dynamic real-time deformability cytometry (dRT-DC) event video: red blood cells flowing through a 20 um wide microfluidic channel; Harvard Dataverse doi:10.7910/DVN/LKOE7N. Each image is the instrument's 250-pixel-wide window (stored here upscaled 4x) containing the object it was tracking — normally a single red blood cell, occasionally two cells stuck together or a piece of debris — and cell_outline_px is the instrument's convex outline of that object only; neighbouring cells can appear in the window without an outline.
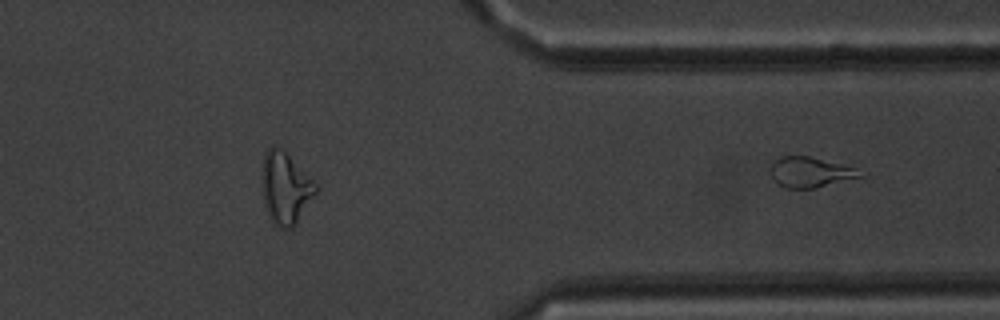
{"species": "common noctule bat (a hibernating species)", "species_latin": "Nyctalus noctula", "temperature_condition": "warm", "stored_images_in_passage": 45, "segment_of_instrument_passage": [2, 2], "camera_frame_rate_fps": 3000, "um_per_image_px": 0.085, "animal": {"sex": "male", "body_mass_g": 20.1, "forearm_length_mm": 53.5}, "frame": {"image": 1, "passage_image": 45, "time_ms": 14.667, "image_size_px": [1000, 320], "cell_outline_px": [[864, 176], [816, 188], [784, 188], [776, 184], [772, 180], [768, 172], [772, 160], [780, 156], [808, 156], [856, 168]], "centroid_in_image_um": [68.77, 14.64], "position_along_channel_um": 342.6, "area_um2": 16.07}}